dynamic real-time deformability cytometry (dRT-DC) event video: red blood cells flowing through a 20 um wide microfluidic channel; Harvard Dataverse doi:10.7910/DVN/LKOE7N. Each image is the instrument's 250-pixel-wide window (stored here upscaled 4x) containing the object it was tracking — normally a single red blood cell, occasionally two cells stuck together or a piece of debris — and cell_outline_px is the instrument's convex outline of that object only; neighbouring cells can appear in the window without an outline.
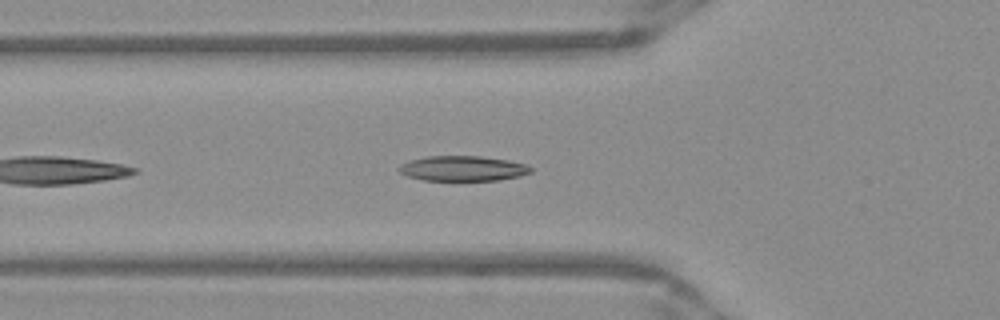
{"species": "Egyptian fruit bat (a non-hibernating species)", "species_latin": "Rousettus aegyptiacus", "temperature_condition": "warm", "stored_images_in_passage": 15, "camera_frame_rate_fps": 3000, "um_per_image_px": 0.085, "frame": {"image": 1, "passage_image": 5, "time_ms": 1.333, "image_size_px": [1000, 320], "cell_outline_px": [[532, 172], [520, 176], [500, 180], [424, 180], [408, 176], [400, 172], [400, 164], [412, 160], [428, 156], [480, 156], [508, 160], [528, 164], [532, 168]], "centroid_in_image_um": [39.4, 14.31], "position_along_channel_um": 86.4, "area_um2": 19.19}}
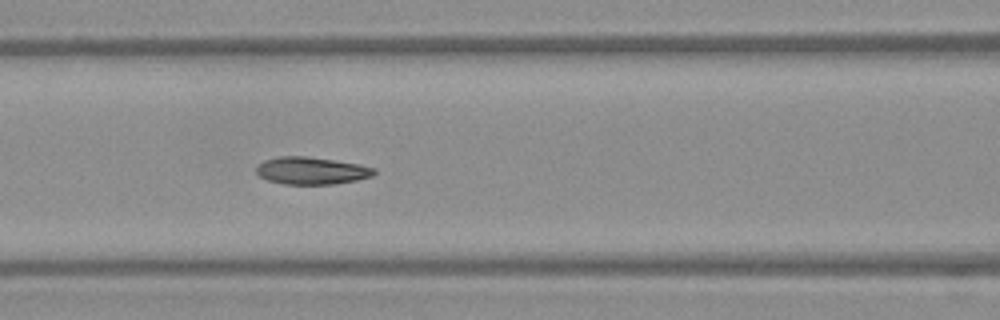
{"frame": {"image": 2, "passage_image": 9, "time_ms": 2.667, "image_size_px": [1000, 320], "cell_outline_px": [[376, 172], [372, 176], [356, 180], [332, 184], [284, 184], [268, 180], [260, 176], [256, 172], [256, 164], [264, 160], [280, 156], [308, 156], [360, 164], [376, 168]], "centroid_in_image_um": [26.47, 14.5], "position_along_channel_um": 140.1, "area_um2": 18.84}}